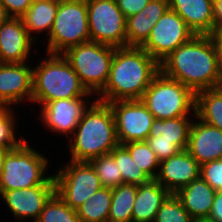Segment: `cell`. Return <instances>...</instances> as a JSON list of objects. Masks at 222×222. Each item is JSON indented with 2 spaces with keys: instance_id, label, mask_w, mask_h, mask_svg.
Masks as SVG:
<instances>
[{
  "instance_id": "44dd1931",
  "label": "cell",
  "mask_w": 222,
  "mask_h": 222,
  "mask_svg": "<svg viewBox=\"0 0 222 222\" xmlns=\"http://www.w3.org/2000/svg\"><path fill=\"white\" fill-rule=\"evenodd\" d=\"M216 191L201 177L181 188L175 195L193 219L208 218Z\"/></svg>"
},
{
  "instance_id": "ac0fdd59",
  "label": "cell",
  "mask_w": 222,
  "mask_h": 222,
  "mask_svg": "<svg viewBox=\"0 0 222 222\" xmlns=\"http://www.w3.org/2000/svg\"><path fill=\"white\" fill-rule=\"evenodd\" d=\"M186 150L200 165L222 159V130L204 123L195 116Z\"/></svg>"
},
{
  "instance_id": "8fae6325",
  "label": "cell",
  "mask_w": 222,
  "mask_h": 222,
  "mask_svg": "<svg viewBox=\"0 0 222 222\" xmlns=\"http://www.w3.org/2000/svg\"><path fill=\"white\" fill-rule=\"evenodd\" d=\"M194 36L185 21L168 8L153 26L150 36L141 47L160 64L177 47Z\"/></svg>"
},
{
  "instance_id": "ba28073f",
  "label": "cell",
  "mask_w": 222,
  "mask_h": 222,
  "mask_svg": "<svg viewBox=\"0 0 222 222\" xmlns=\"http://www.w3.org/2000/svg\"><path fill=\"white\" fill-rule=\"evenodd\" d=\"M45 53H64L69 47L91 41L87 0H60L47 39Z\"/></svg>"
},
{
  "instance_id": "b9f144b4",
  "label": "cell",
  "mask_w": 222,
  "mask_h": 222,
  "mask_svg": "<svg viewBox=\"0 0 222 222\" xmlns=\"http://www.w3.org/2000/svg\"><path fill=\"white\" fill-rule=\"evenodd\" d=\"M8 151H10V150H0V176H1L2 168H3V164H4V158H5L6 153Z\"/></svg>"
},
{
  "instance_id": "4316f807",
  "label": "cell",
  "mask_w": 222,
  "mask_h": 222,
  "mask_svg": "<svg viewBox=\"0 0 222 222\" xmlns=\"http://www.w3.org/2000/svg\"><path fill=\"white\" fill-rule=\"evenodd\" d=\"M112 190L102 187L76 211L81 222H108Z\"/></svg>"
},
{
  "instance_id": "9c48e42d",
  "label": "cell",
  "mask_w": 222,
  "mask_h": 222,
  "mask_svg": "<svg viewBox=\"0 0 222 222\" xmlns=\"http://www.w3.org/2000/svg\"><path fill=\"white\" fill-rule=\"evenodd\" d=\"M68 161L53 174L55 194L77 210L103 186L89 162Z\"/></svg>"
},
{
  "instance_id": "f546056e",
  "label": "cell",
  "mask_w": 222,
  "mask_h": 222,
  "mask_svg": "<svg viewBox=\"0 0 222 222\" xmlns=\"http://www.w3.org/2000/svg\"><path fill=\"white\" fill-rule=\"evenodd\" d=\"M122 145L129 151L132 159L141 170L151 180H154L159 170L160 161L146 141L130 142Z\"/></svg>"
},
{
  "instance_id": "d6986e66",
  "label": "cell",
  "mask_w": 222,
  "mask_h": 222,
  "mask_svg": "<svg viewBox=\"0 0 222 222\" xmlns=\"http://www.w3.org/2000/svg\"><path fill=\"white\" fill-rule=\"evenodd\" d=\"M213 4L214 0H169V8L185 21L195 35L215 33Z\"/></svg>"
},
{
  "instance_id": "5b68a950",
  "label": "cell",
  "mask_w": 222,
  "mask_h": 222,
  "mask_svg": "<svg viewBox=\"0 0 222 222\" xmlns=\"http://www.w3.org/2000/svg\"><path fill=\"white\" fill-rule=\"evenodd\" d=\"M48 160L45 154L29 145V140L8 151L0 176V192L55 185L53 174H47L50 166Z\"/></svg>"
},
{
  "instance_id": "5bb4252c",
  "label": "cell",
  "mask_w": 222,
  "mask_h": 222,
  "mask_svg": "<svg viewBox=\"0 0 222 222\" xmlns=\"http://www.w3.org/2000/svg\"><path fill=\"white\" fill-rule=\"evenodd\" d=\"M0 63V107L16 108L32 102V64Z\"/></svg>"
},
{
  "instance_id": "d6a6232c",
  "label": "cell",
  "mask_w": 222,
  "mask_h": 222,
  "mask_svg": "<svg viewBox=\"0 0 222 222\" xmlns=\"http://www.w3.org/2000/svg\"><path fill=\"white\" fill-rule=\"evenodd\" d=\"M154 222H193L181 200L170 194L158 210Z\"/></svg>"
},
{
  "instance_id": "52a82bcc",
  "label": "cell",
  "mask_w": 222,
  "mask_h": 222,
  "mask_svg": "<svg viewBox=\"0 0 222 222\" xmlns=\"http://www.w3.org/2000/svg\"><path fill=\"white\" fill-rule=\"evenodd\" d=\"M115 47L88 41L62 53L79 76L82 85L95 97L107 84Z\"/></svg>"
},
{
  "instance_id": "3957f363",
  "label": "cell",
  "mask_w": 222,
  "mask_h": 222,
  "mask_svg": "<svg viewBox=\"0 0 222 222\" xmlns=\"http://www.w3.org/2000/svg\"><path fill=\"white\" fill-rule=\"evenodd\" d=\"M67 142L69 159L74 162H89L109 154L117 147L119 141L109 103L95 99L85 110Z\"/></svg>"
},
{
  "instance_id": "836d02e7",
  "label": "cell",
  "mask_w": 222,
  "mask_h": 222,
  "mask_svg": "<svg viewBox=\"0 0 222 222\" xmlns=\"http://www.w3.org/2000/svg\"><path fill=\"white\" fill-rule=\"evenodd\" d=\"M200 177L216 192L222 191V159L201 164Z\"/></svg>"
},
{
  "instance_id": "ffe728a7",
  "label": "cell",
  "mask_w": 222,
  "mask_h": 222,
  "mask_svg": "<svg viewBox=\"0 0 222 222\" xmlns=\"http://www.w3.org/2000/svg\"><path fill=\"white\" fill-rule=\"evenodd\" d=\"M168 8L169 0H150L139 13L126 18V46L141 47Z\"/></svg>"
},
{
  "instance_id": "e0dca14e",
  "label": "cell",
  "mask_w": 222,
  "mask_h": 222,
  "mask_svg": "<svg viewBox=\"0 0 222 222\" xmlns=\"http://www.w3.org/2000/svg\"><path fill=\"white\" fill-rule=\"evenodd\" d=\"M200 177V164L184 149L160 162L155 180L171 194Z\"/></svg>"
},
{
  "instance_id": "d4e9b609",
  "label": "cell",
  "mask_w": 222,
  "mask_h": 222,
  "mask_svg": "<svg viewBox=\"0 0 222 222\" xmlns=\"http://www.w3.org/2000/svg\"><path fill=\"white\" fill-rule=\"evenodd\" d=\"M195 114L204 123L222 130V86L196 94Z\"/></svg>"
},
{
  "instance_id": "8d00e7d4",
  "label": "cell",
  "mask_w": 222,
  "mask_h": 222,
  "mask_svg": "<svg viewBox=\"0 0 222 222\" xmlns=\"http://www.w3.org/2000/svg\"><path fill=\"white\" fill-rule=\"evenodd\" d=\"M150 0H116L125 18L139 13Z\"/></svg>"
},
{
  "instance_id": "7c38bea8",
  "label": "cell",
  "mask_w": 222,
  "mask_h": 222,
  "mask_svg": "<svg viewBox=\"0 0 222 222\" xmlns=\"http://www.w3.org/2000/svg\"><path fill=\"white\" fill-rule=\"evenodd\" d=\"M109 105L120 145L148 138L154 116L141 99L112 101Z\"/></svg>"
},
{
  "instance_id": "e575fe53",
  "label": "cell",
  "mask_w": 222,
  "mask_h": 222,
  "mask_svg": "<svg viewBox=\"0 0 222 222\" xmlns=\"http://www.w3.org/2000/svg\"><path fill=\"white\" fill-rule=\"evenodd\" d=\"M145 141L151 150L155 153L160 162L170 158L180 151V149L173 143L172 140L163 139L161 136L148 137Z\"/></svg>"
},
{
  "instance_id": "cb8c5ba5",
  "label": "cell",
  "mask_w": 222,
  "mask_h": 222,
  "mask_svg": "<svg viewBox=\"0 0 222 222\" xmlns=\"http://www.w3.org/2000/svg\"><path fill=\"white\" fill-rule=\"evenodd\" d=\"M194 119L195 116H178L167 120L154 118L148 137L161 136L163 139L172 140L180 150H184L188 145L190 128Z\"/></svg>"
},
{
  "instance_id": "d590c367",
  "label": "cell",
  "mask_w": 222,
  "mask_h": 222,
  "mask_svg": "<svg viewBox=\"0 0 222 222\" xmlns=\"http://www.w3.org/2000/svg\"><path fill=\"white\" fill-rule=\"evenodd\" d=\"M10 17H22L33 0H0Z\"/></svg>"
},
{
  "instance_id": "2e32d148",
  "label": "cell",
  "mask_w": 222,
  "mask_h": 222,
  "mask_svg": "<svg viewBox=\"0 0 222 222\" xmlns=\"http://www.w3.org/2000/svg\"><path fill=\"white\" fill-rule=\"evenodd\" d=\"M37 43L20 17H9L0 25V63L31 62L29 58Z\"/></svg>"
},
{
  "instance_id": "f1b7e54d",
  "label": "cell",
  "mask_w": 222,
  "mask_h": 222,
  "mask_svg": "<svg viewBox=\"0 0 222 222\" xmlns=\"http://www.w3.org/2000/svg\"><path fill=\"white\" fill-rule=\"evenodd\" d=\"M14 109L0 107V150H13L27 139L24 136H17L20 135L17 133L19 121Z\"/></svg>"
},
{
  "instance_id": "6da1fadb",
  "label": "cell",
  "mask_w": 222,
  "mask_h": 222,
  "mask_svg": "<svg viewBox=\"0 0 222 222\" xmlns=\"http://www.w3.org/2000/svg\"><path fill=\"white\" fill-rule=\"evenodd\" d=\"M160 71L195 94L222 86L212 35H195L160 63Z\"/></svg>"
},
{
  "instance_id": "f35d334b",
  "label": "cell",
  "mask_w": 222,
  "mask_h": 222,
  "mask_svg": "<svg viewBox=\"0 0 222 222\" xmlns=\"http://www.w3.org/2000/svg\"><path fill=\"white\" fill-rule=\"evenodd\" d=\"M212 40L216 51L218 69L222 77V41L215 34H212Z\"/></svg>"
},
{
  "instance_id": "60d3db41",
  "label": "cell",
  "mask_w": 222,
  "mask_h": 222,
  "mask_svg": "<svg viewBox=\"0 0 222 222\" xmlns=\"http://www.w3.org/2000/svg\"><path fill=\"white\" fill-rule=\"evenodd\" d=\"M10 16L0 1V25L4 23Z\"/></svg>"
},
{
  "instance_id": "4fadbf2b",
  "label": "cell",
  "mask_w": 222,
  "mask_h": 222,
  "mask_svg": "<svg viewBox=\"0 0 222 222\" xmlns=\"http://www.w3.org/2000/svg\"><path fill=\"white\" fill-rule=\"evenodd\" d=\"M95 99L96 97H78L53 100L40 106L38 117L49 132L58 136L64 135L67 140L77 128L85 110Z\"/></svg>"
},
{
  "instance_id": "603a6c76",
  "label": "cell",
  "mask_w": 222,
  "mask_h": 222,
  "mask_svg": "<svg viewBox=\"0 0 222 222\" xmlns=\"http://www.w3.org/2000/svg\"><path fill=\"white\" fill-rule=\"evenodd\" d=\"M60 0H33L27 12L21 17L28 34L37 42L39 37L49 36ZM46 32V33H45ZM36 35V36H35ZM39 37L37 38V36Z\"/></svg>"
},
{
  "instance_id": "484cf974",
  "label": "cell",
  "mask_w": 222,
  "mask_h": 222,
  "mask_svg": "<svg viewBox=\"0 0 222 222\" xmlns=\"http://www.w3.org/2000/svg\"><path fill=\"white\" fill-rule=\"evenodd\" d=\"M112 200L108 222H132V211L137 196L138 185L122 183L111 188Z\"/></svg>"
},
{
  "instance_id": "1f68e13d",
  "label": "cell",
  "mask_w": 222,
  "mask_h": 222,
  "mask_svg": "<svg viewBox=\"0 0 222 222\" xmlns=\"http://www.w3.org/2000/svg\"><path fill=\"white\" fill-rule=\"evenodd\" d=\"M89 163L96 171L103 187L114 188L123 183L121 171L110 153L91 159Z\"/></svg>"
},
{
  "instance_id": "83f0119b",
  "label": "cell",
  "mask_w": 222,
  "mask_h": 222,
  "mask_svg": "<svg viewBox=\"0 0 222 222\" xmlns=\"http://www.w3.org/2000/svg\"><path fill=\"white\" fill-rule=\"evenodd\" d=\"M110 154L114 157L118 169L121 171L123 183L142 185L151 180L136 164L123 145L119 144Z\"/></svg>"
},
{
  "instance_id": "277c9868",
  "label": "cell",
  "mask_w": 222,
  "mask_h": 222,
  "mask_svg": "<svg viewBox=\"0 0 222 222\" xmlns=\"http://www.w3.org/2000/svg\"><path fill=\"white\" fill-rule=\"evenodd\" d=\"M32 66V102L39 107L58 99L95 97L82 85L72 65L61 53H43ZM40 61V62H39Z\"/></svg>"
},
{
  "instance_id": "30bf717a",
  "label": "cell",
  "mask_w": 222,
  "mask_h": 222,
  "mask_svg": "<svg viewBox=\"0 0 222 222\" xmlns=\"http://www.w3.org/2000/svg\"><path fill=\"white\" fill-rule=\"evenodd\" d=\"M87 13L91 41L126 46V18L116 0H87Z\"/></svg>"
},
{
  "instance_id": "ee69618b",
  "label": "cell",
  "mask_w": 222,
  "mask_h": 222,
  "mask_svg": "<svg viewBox=\"0 0 222 222\" xmlns=\"http://www.w3.org/2000/svg\"><path fill=\"white\" fill-rule=\"evenodd\" d=\"M193 222H214V221H211L208 218H202V219H193Z\"/></svg>"
},
{
  "instance_id": "4dcf8cb0",
  "label": "cell",
  "mask_w": 222,
  "mask_h": 222,
  "mask_svg": "<svg viewBox=\"0 0 222 222\" xmlns=\"http://www.w3.org/2000/svg\"><path fill=\"white\" fill-rule=\"evenodd\" d=\"M35 222H81L77 211L54 194L44 205Z\"/></svg>"
},
{
  "instance_id": "74e56055",
  "label": "cell",
  "mask_w": 222,
  "mask_h": 222,
  "mask_svg": "<svg viewBox=\"0 0 222 222\" xmlns=\"http://www.w3.org/2000/svg\"><path fill=\"white\" fill-rule=\"evenodd\" d=\"M208 219L214 222H222V191L216 193Z\"/></svg>"
},
{
  "instance_id": "8992f818",
  "label": "cell",
  "mask_w": 222,
  "mask_h": 222,
  "mask_svg": "<svg viewBox=\"0 0 222 222\" xmlns=\"http://www.w3.org/2000/svg\"><path fill=\"white\" fill-rule=\"evenodd\" d=\"M141 101L154 118L167 120L178 116H196V94L161 71L145 90Z\"/></svg>"
},
{
  "instance_id": "7a4b0ae2",
  "label": "cell",
  "mask_w": 222,
  "mask_h": 222,
  "mask_svg": "<svg viewBox=\"0 0 222 222\" xmlns=\"http://www.w3.org/2000/svg\"><path fill=\"white\" fill-rule=\"evenodd\" d=\"M159 72L160 64L142 47H118L107 84L96 99L105 103L139 100Z\"/></svg>"
},
{
  "instance_id": "9a60e30c",
  "label": "cell",
  "mask_w": 222,
  "mask_h": 222,
  "mask_svg": "<svg viewBox=\"0 0 222 222\" xmlns=\"http://www.w3.org/2000/svg\"><path fill=\"white\" fill-rule=\"evenodd\" d=\"M55 194V185H39L26 189L0 192V198L17 222H35L44 205Z\"/></svg>"
},
{
  "instance_id": "7bdbcfd3",
  "label": "cell",
  "mask_w": 222,
  "mask_h": 222,
  "mask_svg": "<svg viewBox=\"0 0 222 222\" xmlns=\"http://www.w3.org/2000/svg\"><path fill=\"white\" fill-rule=\"evenodd\" d=\"M214 34L222 41V25L215 30Z\"/></svg>"
},
{
  "instance_id": "7402d4cb",
  "label": "cell",
  "mask_w": 222,
  "mask_h": 222,
  "mask_svg": "<svg viewBox=\"0 0 222 222\" xmlns=\"http://www.w3.org/2000/svg\"><path fill=\"white\" fill-rule=\"evenodd\" d=\"M171 193L155 179L138 185L132 222H154L158 210Z\"/></svg>"
},
{
  "instance_id": "ab89813d",
  "label": "cell",
  "mask_w": 222,
  "mask_h": 222,
  "mask_svg": "<svg viewBox=\"0 0 222 222\" xmlns=\"http://www.w3.org/2000/svg\"><path fill=\"white\" fill-rule=\"evenodd\" d=\"M215 30L222 25V0H214L213 4Z\"/></svg>"
}]
</instances>
